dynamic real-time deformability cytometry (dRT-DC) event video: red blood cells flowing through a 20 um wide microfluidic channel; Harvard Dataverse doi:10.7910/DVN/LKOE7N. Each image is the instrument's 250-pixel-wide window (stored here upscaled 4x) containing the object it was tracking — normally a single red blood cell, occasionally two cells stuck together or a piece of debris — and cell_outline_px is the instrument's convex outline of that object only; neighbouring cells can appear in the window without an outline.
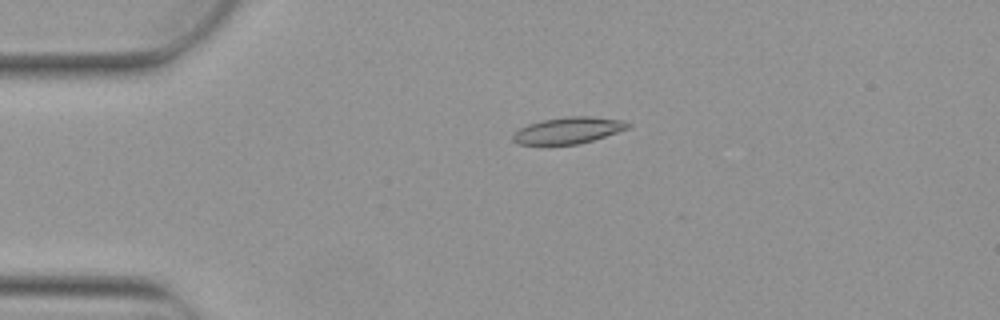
{"species": "Egyptian fruit bat (a non-hibernating species)", "species_latin": "Rousettus aegyptiacus", "temperature_condition": "warm", "stored_images_in_passage": 4, "camera_frame_rate_fps": 3000, "um_per_image_px": 0.085, "animal": {"sex": "female"}, "frame": {"image": 1, "passage_image": 3, "time_ms": 0.667, "image_size_px": [1000, 320], "cell_outline_px": [[632, 124], [628, 128], [592, 140], [576, 144], [516, 144], [512, 140], [512, 136], [520, 128], [528, 124], [540, 120], [568, 116], [592, 116], [620, 120]], "centroid_in_image_um": [48.26, 11.07], "position_along_channel_um": 36.7, "area_um2": 17.51}}